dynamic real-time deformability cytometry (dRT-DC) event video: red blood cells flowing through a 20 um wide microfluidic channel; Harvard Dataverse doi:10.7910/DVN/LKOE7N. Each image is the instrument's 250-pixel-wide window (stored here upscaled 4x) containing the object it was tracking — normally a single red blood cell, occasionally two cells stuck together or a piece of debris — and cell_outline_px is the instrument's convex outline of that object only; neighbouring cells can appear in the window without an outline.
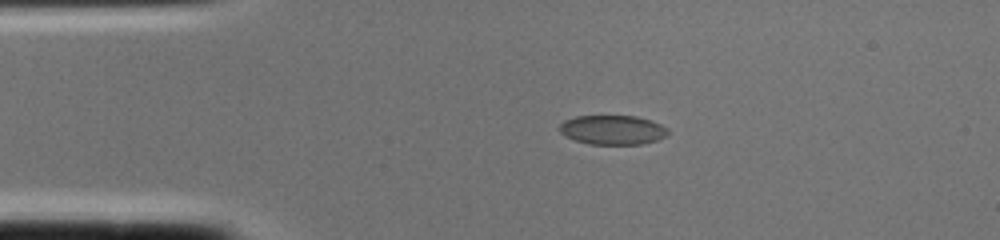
{"species": "common noctule bat (a hibernating species)", "species_latin": "Nyctalus noctula", "temperature_condition": "cold", "stored_images_in_passage": 1, "camera_frame_rate_fps": 3000, "um_per_image_px": 0.085, "animal": {"sex": "female", "body_mass_g": 22.0, "forearm_length_mm": 56.7}, "frame": {"image": 1, "passage_image": 1, "time_ms": 0.0, "image_size_px": [1000, 240], "cell_outline_px": [[668, 136], [656, 140], [640, 144], [588, 144], [576, 140], [560, 132], [560, 124], [564, 120], [576, 116], [636, 116], [652, 120], [668, 128]], "centroid_in_image_um": [52.11, 11.03], "position_along_channel_um": 32.9, "area_um2": 18.5}}